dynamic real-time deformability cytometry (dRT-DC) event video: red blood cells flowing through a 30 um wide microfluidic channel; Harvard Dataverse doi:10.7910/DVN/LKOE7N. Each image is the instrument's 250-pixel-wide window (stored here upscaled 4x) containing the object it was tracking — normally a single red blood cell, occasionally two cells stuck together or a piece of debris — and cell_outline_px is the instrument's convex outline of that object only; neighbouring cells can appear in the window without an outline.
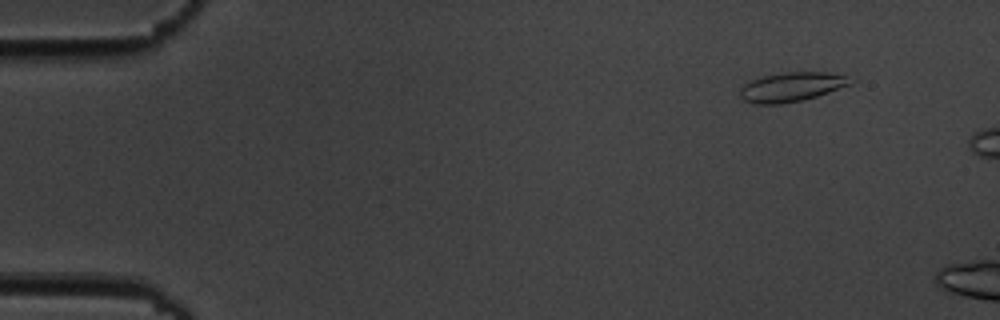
{"species": "common noctule bat (a hibernating species)", "species_latin": "Nyctalus noctula", "temperature_condition": "cold", "stored_images_in_passage": 3, "camera_frame_rate_fps": 3000, "um_per_image_px": 0.085, "animal": {"sex": "male", "body_mass_g": 19.5, "forearm_length_mm": 54.6}, "frame": {"image": 1, "passage_image": 2, "time_ms": 1.333, "image_size_px": [1000, 320], "cell_outline_px": [[856, 80], [852, 84], [804, 100], [780, 104], [756, 104], [740, 100], [740, 88], [744, 84], [752, 80], [764, 76], [788, 72], [828, 72], [844, 76]], "centroid_in_image_um": [67.27, 7.4], "position_along_channel_um": 17.7, "area_um2": 18.84}}